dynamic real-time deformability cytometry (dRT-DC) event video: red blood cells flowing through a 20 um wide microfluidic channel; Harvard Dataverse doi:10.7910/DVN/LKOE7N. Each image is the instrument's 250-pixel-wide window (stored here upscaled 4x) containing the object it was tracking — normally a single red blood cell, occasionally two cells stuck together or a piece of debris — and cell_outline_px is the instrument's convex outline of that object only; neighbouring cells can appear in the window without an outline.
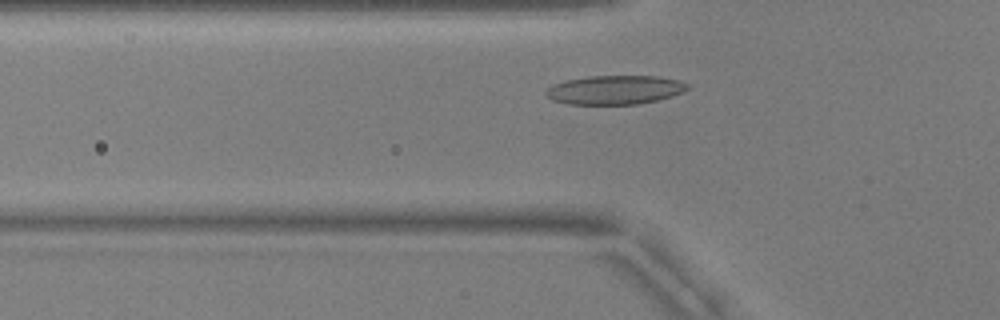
{"species": "common noctule bat (a hibernating species)", "species_latin": "Nyctalus noctula", "temperature_condition": "warm", "stored_images_in_passage": 45, "camera_frame_rate_fps": 3000, "um_per_image_px": 0.085, "animal": {"sex": "male", "body_mass_g": 17.9, "forearm_length_mm": 54.2}, "frame": {"image": 1, "passage_image": 10, "time_ms": 3.0, "image_size_px": [1000, 320], "cell_outline_px": [[692, 88], [684, 92], [672, 96], [656, 100], [636, 104], [568, 104], [552, 100], [544, 92], [552, 84], [568, 80], [588, 76], [656, 76], [680, 80], [688, 84]], "centroid_in_image_um": [52.3, 7.63], "position_along_channel_um": 73.5, "area_um2": 23.93}}
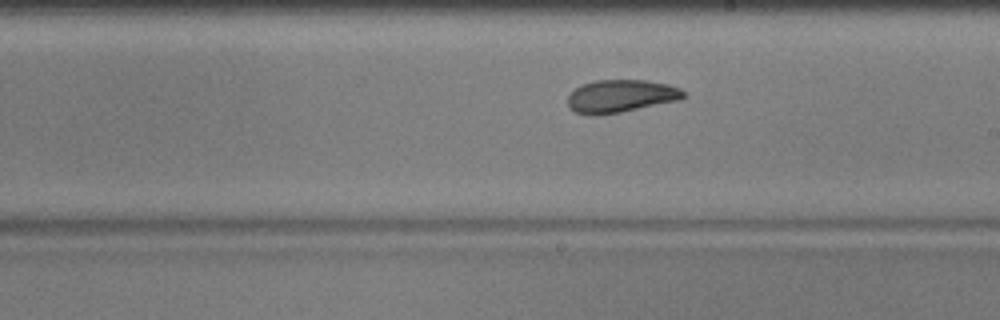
{"frame": {"image": 2, "passage_image": 23, "time_ms": 7.333, "image_size_px": [1000, 320], "cell_outline_px": [[684, 96], [680, 100], [620, 112], [596, 116], [592, 116], [576, 112], [568, 104], [568, 96], [580, 84], [596, 80], [648, 80], [668, 84], [680, 88], [684, 92]], "centroid_in_image_um": [52.77, 8.16], "position_along_channel_um": 236.2, "area_um2": 22.08}}
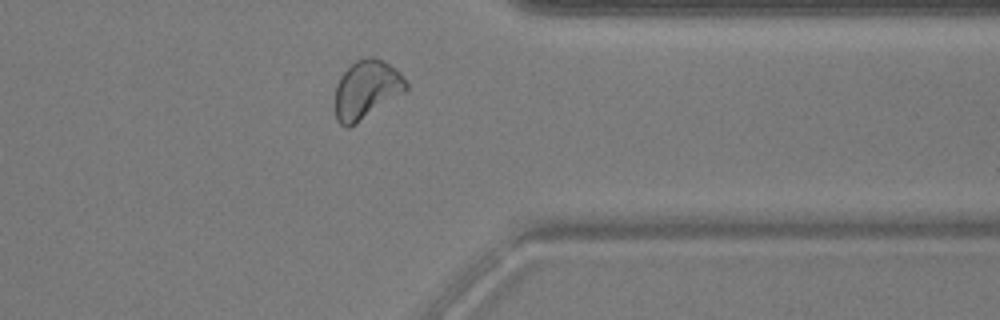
{"frame": {"image": 3, "passage_image": 35, "time_ms": 11.333, "image_size_px": [1000, 320], "cell_outline_px": [[408, 88], [404, 92], [356, 124], [348, 128], [340, 124], [336, 120], [336, 84], [340, 76], [356, 60], [380, 60], [396, 68], [400, 72], [408, 84]], "centroid_in_image_um": [31.15, 7.66], "position_along_channel_um": 380.3, "area_um2": 23.64}, "authors_computed_cell_mechanics": {"area_um2": 22.4842, "velocity_mm_per_s": 3.7397, "shape_relaxation_time_tau1_ms": 6.7667, "shape_relaxation_time_tau2_ms": 2.8931, "deformation_change_tau1": 0.1726, "deformation_change_tau2": 0.0675}}